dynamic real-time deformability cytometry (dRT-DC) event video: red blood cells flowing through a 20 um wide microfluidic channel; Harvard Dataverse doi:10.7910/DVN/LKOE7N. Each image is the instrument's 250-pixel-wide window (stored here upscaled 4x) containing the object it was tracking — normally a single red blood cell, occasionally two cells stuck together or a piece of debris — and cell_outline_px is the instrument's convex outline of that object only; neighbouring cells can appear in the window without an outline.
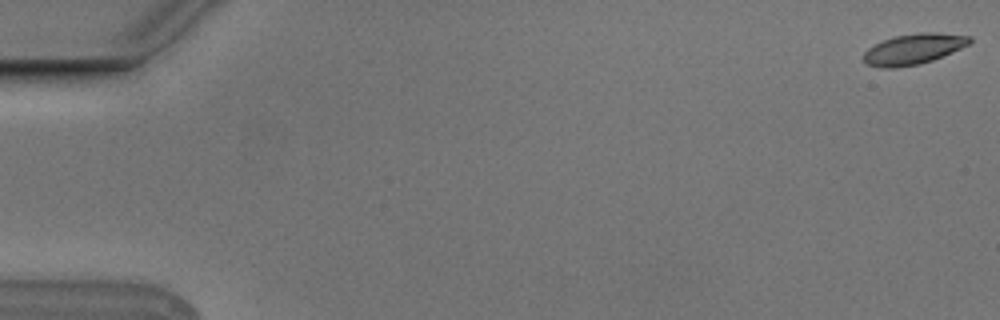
{"species": "Egyptian fruit bat (a non-hibernating species)", "species_latin": "Rousettus aegyptiacus", "temperature_condition": "cold", "stored_images_in_passage": 11, "camera_frame_rate_fps": 3000, "um_per_image_px": 0.085, "animal": {"sex": "male"}, "frame": {"image": 1, "passage_image": 1, "time_ms": 0.0, "image_size_px": [1000, 320], "cell_outline_px": [[972, 40], [968, 44], [952, 52], [932, 60], [920, 64], [896, 68], [880, 68], [868, 64], [864, 60], [864, 52], [868, 48], [884, 40], [896, 36], [924, 32], [932, 32], [972, 36]], "centroid_in_image_um": [77.65, 4.18], "position_along_channel_um": 7.3, "area_um2": 18.67}}